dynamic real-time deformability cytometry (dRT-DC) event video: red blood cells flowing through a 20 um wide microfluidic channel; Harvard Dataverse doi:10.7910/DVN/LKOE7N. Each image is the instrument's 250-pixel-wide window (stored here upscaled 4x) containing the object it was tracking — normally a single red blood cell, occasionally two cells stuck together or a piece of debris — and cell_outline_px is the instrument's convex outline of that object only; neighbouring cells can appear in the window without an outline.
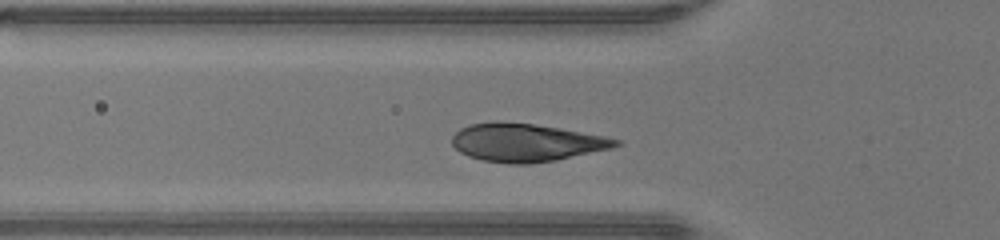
{"species": "human", "species_latin": "Homo sapiens", "temperature_condition": "warm", "stored_images_in_passage": 25, "camera_frame_rate_fps": 3000, "um_per_image_px": 0.085, "donor": {"sex": "male"}, "frame": {"image": 1, "passage_image": 3, "time_ms": 0.667, "image_size_px": [1000, 240], "cell_outline_px": [[624, 144], [612, 148], [556, 160], [528, 164], [508, 164], [484, 160], [468, 156], [460, 152], [452, 144], [452, 136], [460, 128], [468, 124], [536, 124], [560, 128], [604, 136], [620, 140]], "centroid_in_image_um": [44.77, 12.15], "position_along_channel_um": 81.0, "area_um2": 35.55}}
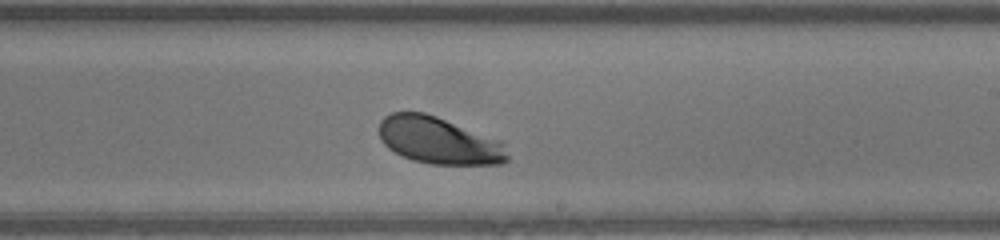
{"frame": {"image": 2, "passage_image": 15, "time_ms": 4.667, "image_size_px": [1000, 240], "cell_outline_px": [[508, 160], [504, 164], [432, 164], [412, 160], [388, 148], [384, 144], [380, 136], [380, 120], [384, 116], [392, 112], [424, 112], [436, 116], [504, 140], [508, 156]], "centroid_in_image_um": [37.36, 11.94], "position_along_channel_um": 251.6, "area_um2": 35.43}}
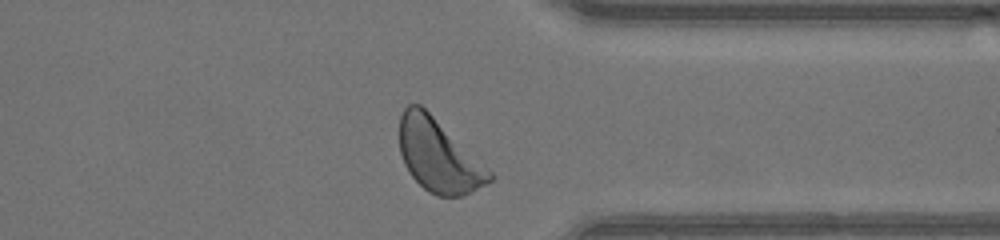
{"frame": {"image": 3, "passage_image": 24, "time_ms": 7.667, "image_size_px": [1000, 240], "cell_outline_px": [[496, 176], [492, 180], [460, 196], [436, 196], [428, 192], [408, 172], [404, 164], [400, 152], [400, 116], [404, 108], [408, 104], [420, 104], [488, 168]], "centroid_in_image_um": [37.25, 13.24], "position_along_channel_um": 374.2, "area_um2": 37.45}, "authors_computed_cell_mechanics": {"area_um2": 36.5874, "velocity_mm_per_s": 4.2565, "shape_relaxation_time_tau1_ms": 1.085, "shape_relaxation_time_tau2_ms": null, "deformation_change_tau1": 0.1113, "deformation_change_tau2": null}}